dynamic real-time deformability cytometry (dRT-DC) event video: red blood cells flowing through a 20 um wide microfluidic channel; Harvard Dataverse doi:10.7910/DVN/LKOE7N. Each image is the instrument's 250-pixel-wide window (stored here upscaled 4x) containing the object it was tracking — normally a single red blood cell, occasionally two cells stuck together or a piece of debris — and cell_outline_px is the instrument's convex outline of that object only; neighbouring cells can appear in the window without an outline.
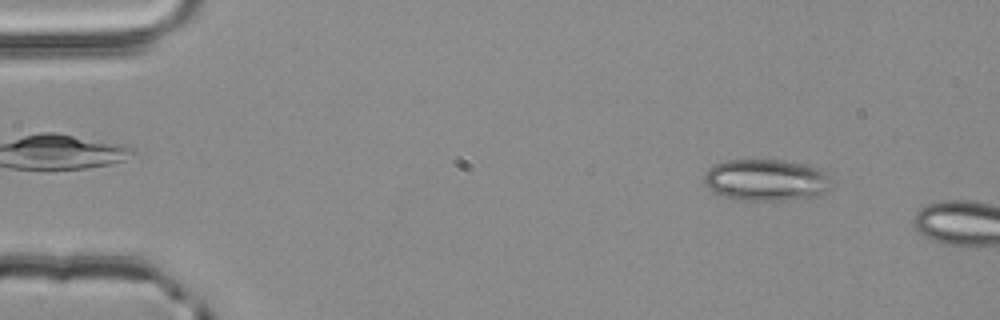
{"species": "common noctule bat (a hibernating species)", "species_latin": "Nyctalus noctula", "temperature_condition": "room temperature", "stored_images_in_passage": 2, "camera_frame_rate_fps": 3000, "um_per_image_px": 0.085, "animal": {"sex": "male", "body_mass_g": 20.4}, "frame": {"image": 1, "passage_image": 1, "time_ms": 0.0, "image_size_px": [1000, 320], "cell_outline_px": [[836, 180], [824, 192], [812, 196], [784, 200], [732, 200], [712, 192], [708, 188], [704, 180], [704, 176], [708, 168], [724, 160], [784, 160], [816, 168], [824, 172]], "centroid_in_image_um": [65.09, 15.31], "position_along_channel_um": 19.9, "area_um2": 30.98}}